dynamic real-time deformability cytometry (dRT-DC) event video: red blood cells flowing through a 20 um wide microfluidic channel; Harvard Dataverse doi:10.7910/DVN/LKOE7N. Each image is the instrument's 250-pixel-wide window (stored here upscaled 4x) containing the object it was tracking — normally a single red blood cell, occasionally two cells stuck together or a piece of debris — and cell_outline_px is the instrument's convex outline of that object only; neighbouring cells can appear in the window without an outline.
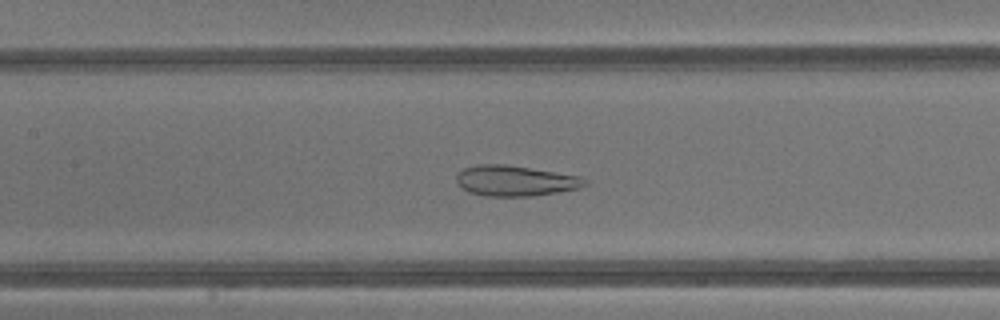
{"species": "common noctule bat (a hibernating species)", "species_latin": "Nyctalus noctula", "temperature_condition": "warm", "stored_images_in_passage": 39, "camera_frame_rate_fps": 3000, "um_per_image_px": 0.085, "animal": {"sex": "male", "body_mass_g": 13.3}, "frame": {"image": 1, "passage_image": 16, "time_ms": 5.0, "image_size_px": [1000, 320], "cell_outline_px": [[588, 184], [580, 188], [560, 192], [532, 196], [488, 196], [468, 192], [460, 188], [456, 180], [456, 176], [464, 168], [476, 164], [504, 164], [580, 176], [588, 180]], "centroid_in_image_um": [43.8, 15.37], "position_along_channel_um": 163.6, "area_um2": 22.95}}
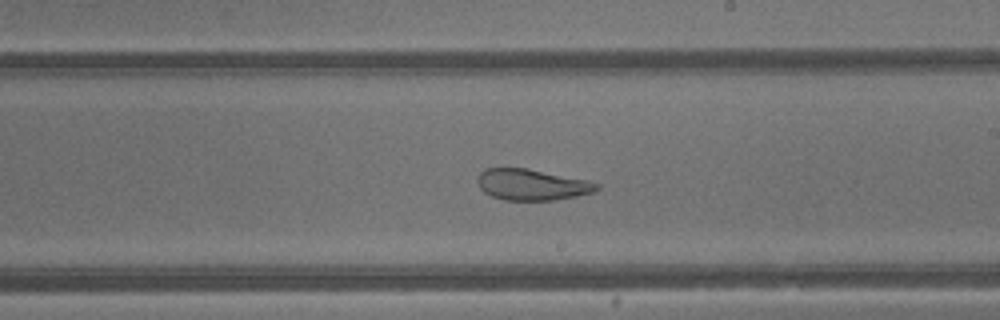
{"frame": {"image": 2, "passage_image": 21, "time_ms": 6.667, "image_size_px": [1000, 320], "cell_outline_px": [[600, 188], [596, 192], [576, 196], [552, 200], [504, 200], [492, 196], [484, 192], [480, 188], [476, 180], [480, 172], [484, 168], [528, 168], [584, 180], [600, 184]], "centroid_in_image_um": [45.18, 15.69], "position_along_channel_um": 243.8, "area_um2": 21.56}}
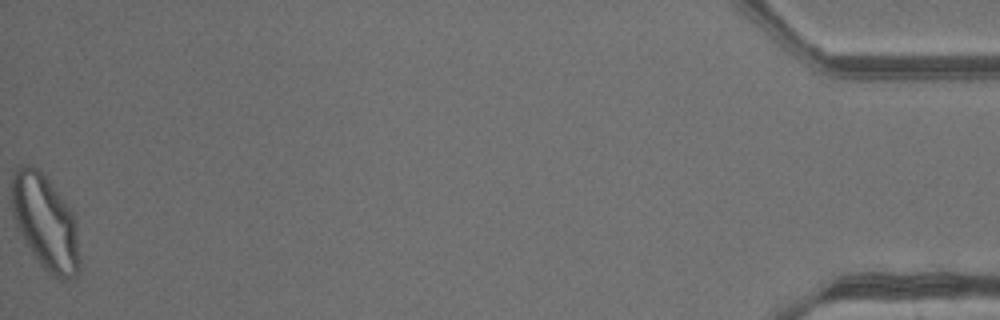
{"frame": {"image": 3, "passage_image": 39, "time_ms": 12.667, "image_size_px": [1000, 320], "cell_outline_px": [[80, 268], [76, 276], [72, 280], [60, 280], [52, 276], [40, 264], [24, 240], [20, 232], [12, 208], [12, 172], [20, 164], [28, 164], [36, 168], [48, 180], [72, 212], [76, 224]], "centroid_in_image_um": [3.86, 18.93], "position_along_channel_um": 431.3, "area_um2": 37.05}, "authors_computed_cell_mechanics": {"area_um2": 29.3046, "velocity_mm_per_s": 4.8372, "shape_relaxation_time_tau1_ms": null, "shape_relaxation_time_tau2_ms": 0.924, "deformation_change_tau1": null, "deformation_change_tau2": 0.0877}}